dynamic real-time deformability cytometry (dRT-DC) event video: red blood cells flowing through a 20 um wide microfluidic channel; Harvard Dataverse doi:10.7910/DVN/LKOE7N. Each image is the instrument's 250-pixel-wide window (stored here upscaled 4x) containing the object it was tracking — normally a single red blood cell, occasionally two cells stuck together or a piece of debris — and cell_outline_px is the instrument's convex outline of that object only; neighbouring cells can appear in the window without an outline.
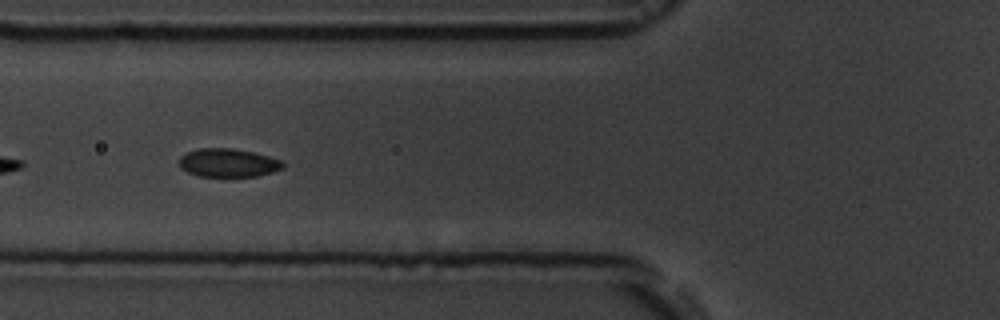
{"species": "common noctule bat (a hibernating species)", "species_latin": "Nyctalus noctula", "temperature_condition": "room temperature", "stored_images_in_passage": 9, "camera_frame_rate_fps": 3000, "um_per_image_px": 0.085, "animal": {"sex": "male", "body_mass_g": 19.5, "forearm_length_mm": 54.6}, "frame": {"image": 1, "passage_image": 6, "time_ms": 6.333, "image_size_px": [1000, 320], "cell_outline_px": [[284, 168], [272, 172], [256, 176], [200, 176], [188, 172], [180, 168], [180, 156], [188, 152], [200, 148], [232, 148], [252, 152], [268, 156], [280, 160], [284, 164]], "centroid_in_image_um": [19.39, 13.84], "position_along_channel_um": 106.4, "area_um2": 16.99}}
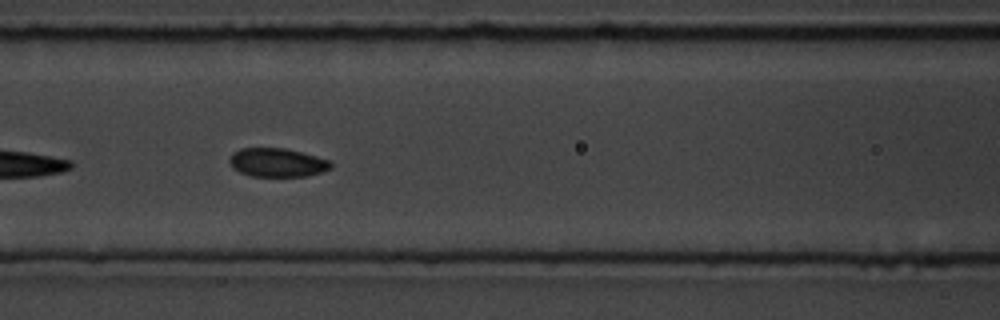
{"frame": {"image": 2, "passage_image": 7, "time_ms": 7.333, "image_size_px": [1000, 320], "cell_outline_px": [[332, 168], [308, 176], [252, 176], [240, 172], [232, 168], [228, 160], [232, 152], [240, 148], [284, 148], [316, 156], [328, 160], [332, 164]], "centroid_in_image_um": [23.52, 13.81], "position_along_channel_um": 143.1, "area_um2": 16.94}}
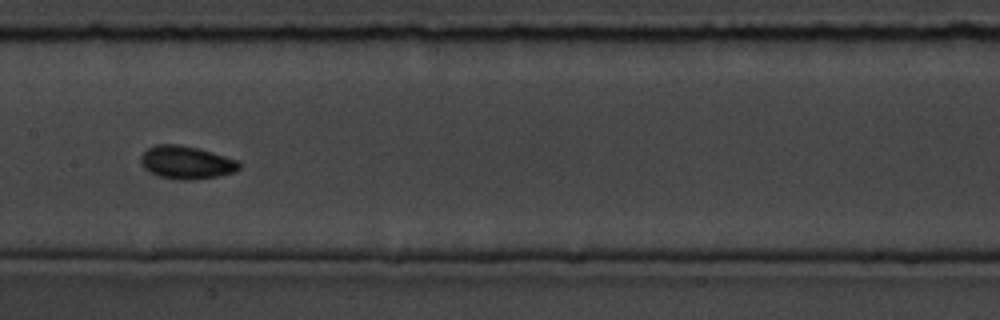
{"frame": {"image": 3, "passage_image": 8, "time_ms": 8.667, "image_size_px": [1000, 320], "cell_outline_px": [[240, 168], [232, 172], [216, 176], [188, 180], [180, 180], [160, 176], [148, 172], [144, 168], [140, 160], [140, 156], [148, 148], [156, 144], [180, 144], [212, 152], [236, 160], [240, 164]], "centroid_in_image_um": [15.79, 13.8], "position_along_channel_um": 191.6, "area_um2": 18.67}}